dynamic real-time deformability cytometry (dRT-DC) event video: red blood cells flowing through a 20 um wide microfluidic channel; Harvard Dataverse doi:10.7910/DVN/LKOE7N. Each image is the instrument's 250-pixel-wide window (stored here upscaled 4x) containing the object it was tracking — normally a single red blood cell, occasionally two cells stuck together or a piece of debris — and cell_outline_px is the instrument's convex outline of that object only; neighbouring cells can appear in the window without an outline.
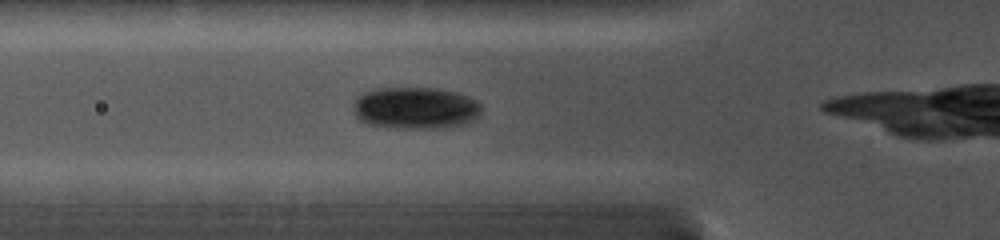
{"species": "common noctule bat (a hibernating species)", "species_latin": "Nyctalus noctula", "temperature_condition": "cold", "stored_images_in_passage": 23, "camera_frame_rate_fps": 5000, "um_per_image_px": 0.085, "animal": {"sex": "female", "body_mass_g": 19.0, "forearm_length_mm": 56.7}, "frame": {"image": 1, "passage_image": 4, "time_ms": 1.8, "image_size_px": [1000, 240], "cell_outline_px": [[480, 116], [464, 124], [436, 128], [400, 128], [364, 124], [352, 112], [352, 108], [356, 96], [372, 88], [436, 88], [456, 92], [468, 96], [476, 100], [480, 104]], "centroid_in_image_um": [35.26, 9.17], "position_along_channel_um": 90.5, "area_um2": 31.62}}
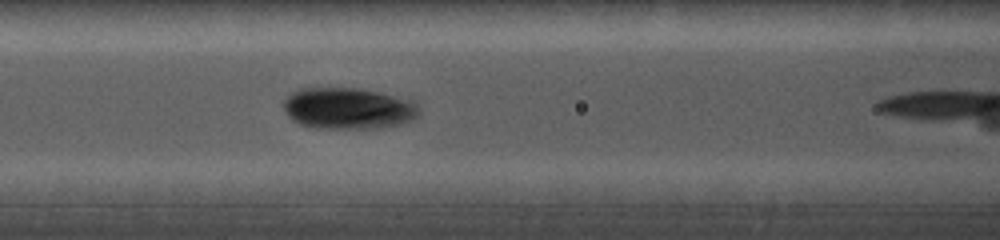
{"frame": {"image": 2, "passage_image": 9, "time_ms": 3.0, "image_size_px": [1000, 240], "cell_outline_px": [[420, 116], [412, 120], [400, 124], [380, 128], [316, 128], [300, 124], [292, 120], [284, 112], [284, 100], [292, 92], [300, 88], [360, 88], [380, 92], [412, 100], [420, 108]], "centroid_in_image_um": [29.62, 9.21], "position_along_channel_um": 137.0, "area_um2": 33.0}}